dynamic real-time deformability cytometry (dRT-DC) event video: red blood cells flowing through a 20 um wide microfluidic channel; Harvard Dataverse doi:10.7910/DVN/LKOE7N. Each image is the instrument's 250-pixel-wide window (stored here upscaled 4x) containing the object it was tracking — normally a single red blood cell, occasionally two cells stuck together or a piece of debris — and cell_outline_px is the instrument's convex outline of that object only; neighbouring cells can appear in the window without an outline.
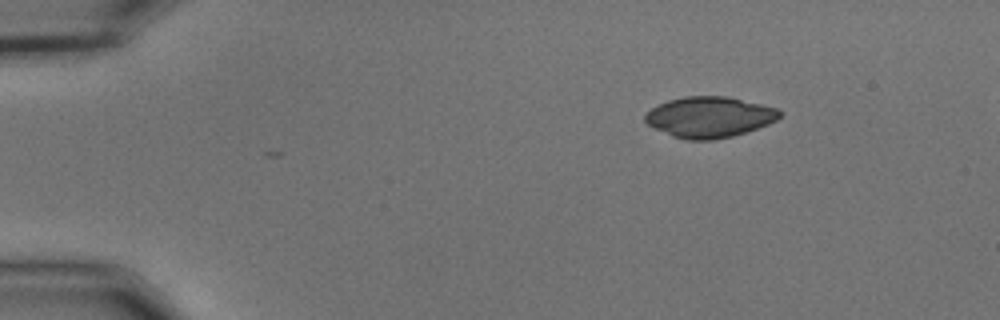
{"species": "common noctule bat (a hibernating species)", "species_latin": "Nyctalus noctula", "temperature_condition": "cold", "stored_images_in_passage": 3, "camera_frame_rate_fps": 3000, "um_per_image_px": 0.085, "animal": {"sex": "male", "body_mass_g": 15.6}, "frame": {"image": 1, "passage_image": 1, "time_ms": 0.0, "image_size_px": [1000, 320], "cell_outline_px": [[784, 112], [776, 120], [768, 124], [732, 136], [712, 140], [688, 140], [672, 136], [648, 124], [644, 120], [644, 116], [652, 108], [668, 100], [684, 96], [728, 96], [776, 108]], "centroid_in_image_um": [60.3, 9.94], "position_along_channel_um": 24.7, "area_um2": 31.73}}